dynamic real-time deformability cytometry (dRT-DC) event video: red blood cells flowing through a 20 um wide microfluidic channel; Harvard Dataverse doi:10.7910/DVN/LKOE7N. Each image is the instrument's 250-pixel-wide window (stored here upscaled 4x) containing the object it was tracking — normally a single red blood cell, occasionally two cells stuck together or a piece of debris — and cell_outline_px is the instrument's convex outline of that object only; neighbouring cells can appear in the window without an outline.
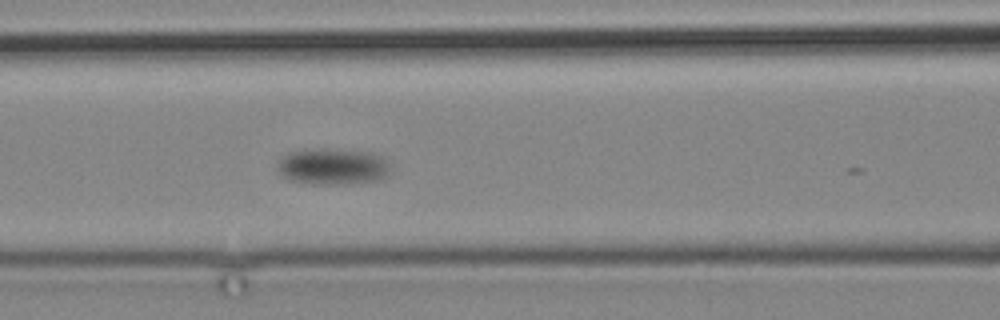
{"species": "common noctule bat (a hibernating species)", "species_latin": "Nyctalus noctula", "temperature_condition": "cold", "stored_images_in_passage": 14, "camera_frame_rate_fps": 3000, "um_per_image_px": 0.085, "animal": {"sex": "male", "body_mass_g": 19.2, "forearm_length_mm": 51.8}, "frame": {"image": 1, "passage_image": 14, "time_ms": 16.667, "image_size_px": [1000, 320], "cell_outline_px": [[388, 172], [384, 176], [376, 180], [332, 184], [312, 184], [288, 180], [280, 176], [276, 168], [276, 164], [288, 152], [308, 148], [324, 148], [368, 152], [384, 156], [388, 160]], "centroid_in_image_um": [28.19, 14.13], "position_along_channel_um": 138.4, "area_um2": 24.04}}